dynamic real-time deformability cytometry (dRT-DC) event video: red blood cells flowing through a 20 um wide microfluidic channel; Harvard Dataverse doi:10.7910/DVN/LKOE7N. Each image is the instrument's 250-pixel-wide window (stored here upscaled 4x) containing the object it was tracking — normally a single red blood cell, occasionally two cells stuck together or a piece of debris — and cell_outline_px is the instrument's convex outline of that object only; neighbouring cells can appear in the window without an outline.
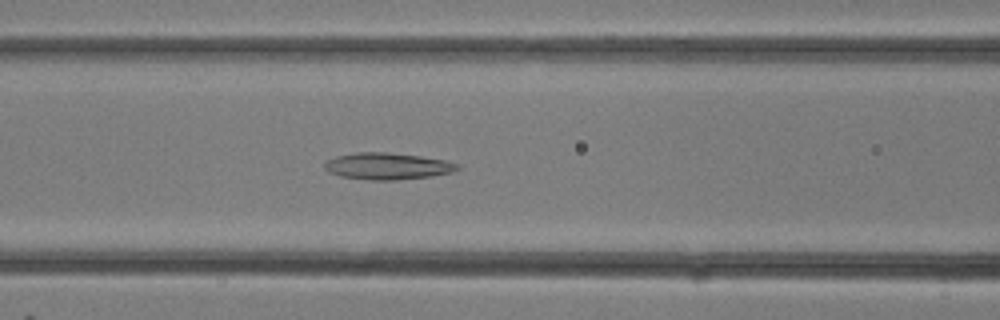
{"species": "common noctule bat (a hibernating species)", "species_latin": "Nyctalus noctula", "temperature_condition": "room temperature", "stored_images_in_passage": 25, "camera_frame_rate_fps": 3000, "um_per_image_px": 0.085, "animal": {"sex": "female"}, "frame": {"image": 1, "passage_image": 14, "time_ms": 4.333, "image_size_px": [1000, 320], "cell_outline_px": [[460, 168], [452, 172], [432, 176], [396, 180], [368, 180], [340, 176], [328, 172], [324, 168], [324, 164], [328, 160], [336, 156], [356, 152], [388, 152], [420, 156], [444, 160], [460, 164]], "centroid_in_image_um": [32.93, 14.12], "position_along_channel_um": 133.7, "area_um2": 20.75}}
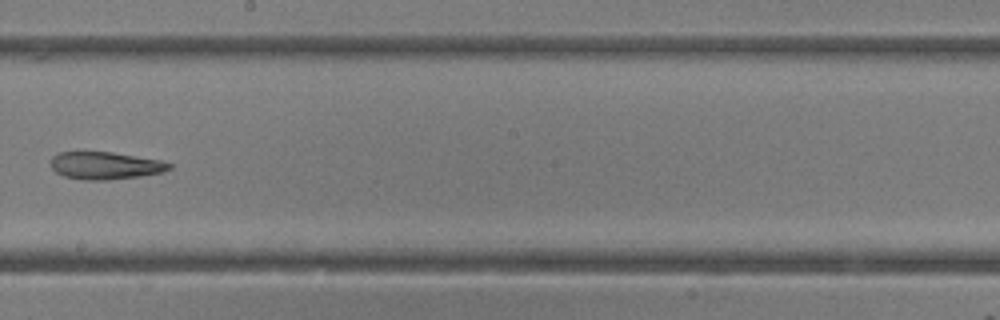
{"frame": {"image": 2, "passage_image": 19, "time_ms": 6.0, "image_size_px": [1000, 320], "cell_outline_px": [[172, 168], [164, 172], [140, 176], [108, 180], [84, 180], [64, 176], [56, 172], [52, 168], [52, 156], [60, 152], [112, 152], [160, 160], [172, 164]], "centroid_in_image_um": [8.97, 14.08], "position_along_channel_um": 239.2, "area_um2": 18.9}}
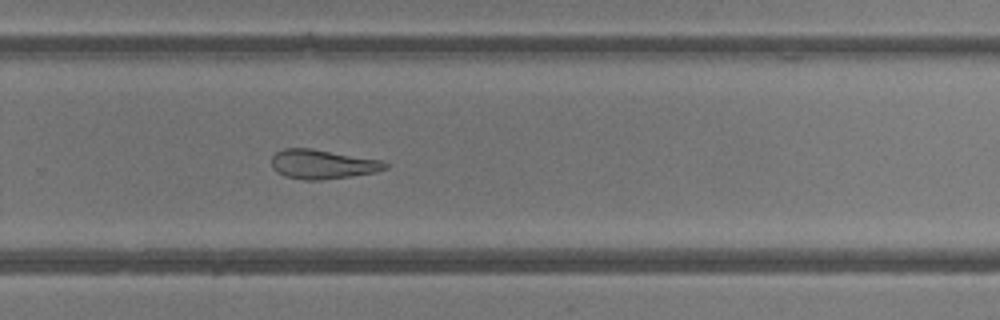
{"frame": {"image": 3, "passage_image": 22, "time_ms": 7.0, "image_size_px": [1000, 320], "cell_outline_px": [[388, 168], [376, 172], [320, 180], [304, 180], [284, 176], [276, 172], [272, 168], [272, 156], [276, 152], [284, 148], [312, 148], [380, 160], [388, 164]], "centroid_in_image_um": [27.38, 13.96], "position_along_channel_um": 302.4, "area_um2": 19.36}}